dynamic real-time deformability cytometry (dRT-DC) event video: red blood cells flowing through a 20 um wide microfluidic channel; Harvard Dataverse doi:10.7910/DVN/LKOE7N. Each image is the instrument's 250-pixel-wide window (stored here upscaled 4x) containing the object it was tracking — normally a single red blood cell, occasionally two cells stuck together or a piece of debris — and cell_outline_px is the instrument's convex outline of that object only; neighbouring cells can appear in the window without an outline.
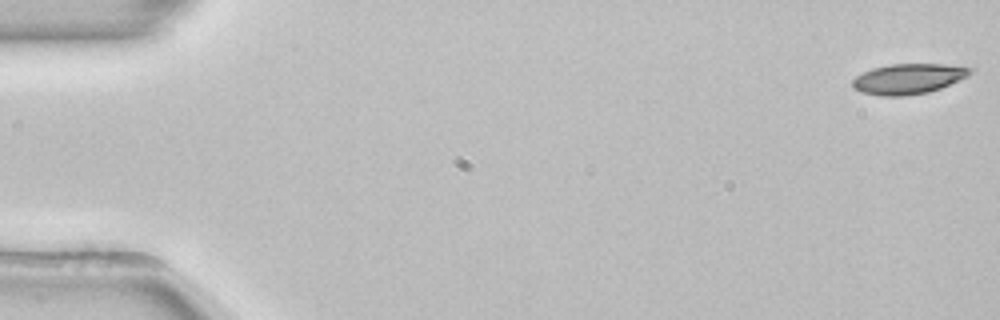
{"species": "common noctule bat (a hibernating species)", "species_latin": "Nyctalus noctula", "temperature_condition": "room temperature", "stored_images_in_passage": 54, "camera_frame_rate_fps": 3000, "um_per_image_px": 0.085, "animal": {"sex": "female", "body_mass_g": 22.7, "forearm_length_mm": 54.2}, "frame": {"image": 1, "passage_image": 1, "time_ms": 0.0, "image_size_px": [1000, 320], "cell_outline_px": [[972, 72], [968, 76], [940, 88], [928, 92], [904, 96], [880, 96], [860, 92], [852, 88], [852, 80], [856, 76], [872, 68], [888, 64], [944, 64], [972, 68]], "centroid_in_image_um": [77.17, 6.7], "position_along_channel_um": 7.8, "area_um2": 20.81}}
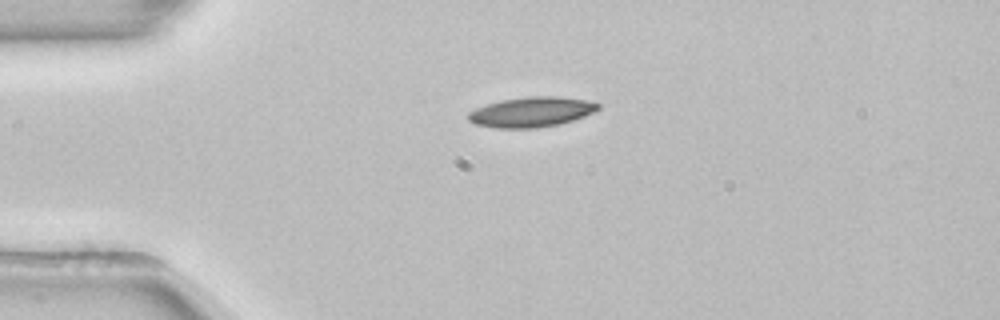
{"frame": {"image": 2, "passage_image": 13, "time_ms": 4.0, "image_size_px": [1000, 320], "cell_outline_px": [[600, 108], [584, 116], [572, 120], [556, 124], [536, 128], [496, 128], [476, 124], [468, 120], [468, 112], [476, 108], [500, 100], [528, 96], [556, 96], [584, 100], [600, 104]], "centroid_in_image_um": [45.14, 9.51], "position_along_channel_um": 39.9, "area_um2": 22.48}}
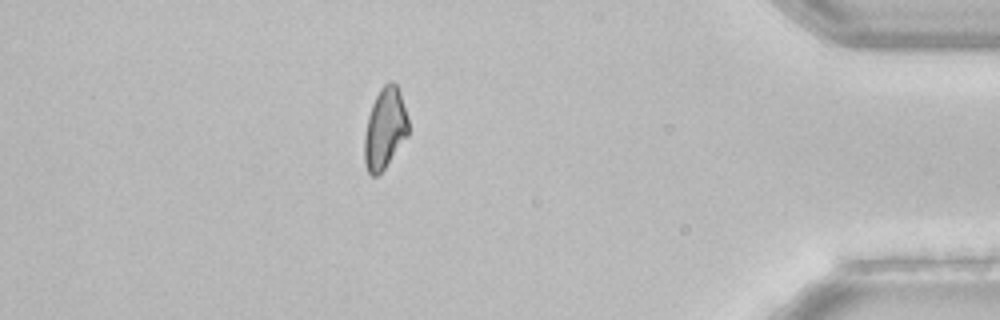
{"frame": {"image": 3, "passage_image": 47, "time_ms": 15.333, "image_size_px": [1000, 320], "cell_outline_px": [[408, 136], [384, 168], [376, 176], [372, 176], [368, 172], [364, 164], [364, 136], [368, 116], [372, 104], [380, 88], [388, 80], [392, 80], [396, 84], [400, 92], [408, 116]], "centroid_in_image_um": [32.71, 10.9], "position_along_channel_um": 402.5, "area_um2": 20.81}, "authors_computed_cell_mechanics": {"area_um2": 21.2993, "velocity_mm_per_s": 3.8568, "shape_relaxation_time_tau1_ms": 4.2526, "shape_relaxation_time_tau2_ms": null, "deformation_change_tau1": 0.1061, "deformation_change_tau2": null}}